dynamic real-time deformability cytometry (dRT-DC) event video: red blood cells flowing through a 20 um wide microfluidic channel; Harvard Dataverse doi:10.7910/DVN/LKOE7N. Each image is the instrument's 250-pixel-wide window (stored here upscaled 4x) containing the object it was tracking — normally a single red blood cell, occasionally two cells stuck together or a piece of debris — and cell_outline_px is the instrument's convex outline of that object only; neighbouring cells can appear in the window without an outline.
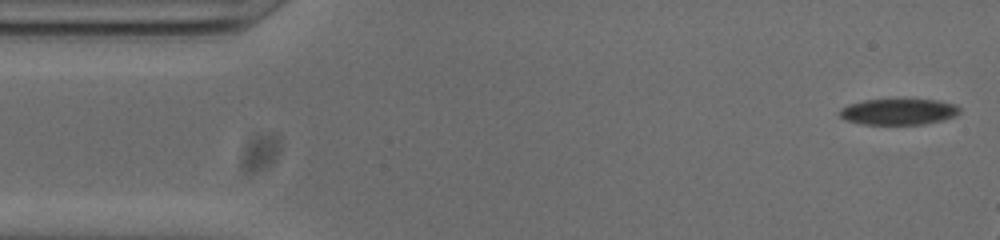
{"species": "common noctule bat (a hibernating species)", "species_latin": "Nyctalus noctula", "temperature_condition": "cold", "stored_images_in_passage": 12, "camera_frame_rate_fps": 3000, "um_per_image_px": 0.085, "animal": {"sex": "male", "body_mass_g": 20.0, "forearm_length_mm": 53.3}, "frame": {"image": 1, "passage_image": 1, "time_ms": 0.0, "image_size_px": [1000, 240], "cell_outline_px": [[960, 112], [952, 116], [940, 120], [924, 124], [864, 124], [844, 120], [840, 116], [840, 112], [844, 108], [852, 104], [864, 100], [932, 100], [952, 104], [960, 108]], "centroid_in_image_um": [76.35, 9.51], "position_along_channel_um": 8.6, "area_um2": 17.57}}